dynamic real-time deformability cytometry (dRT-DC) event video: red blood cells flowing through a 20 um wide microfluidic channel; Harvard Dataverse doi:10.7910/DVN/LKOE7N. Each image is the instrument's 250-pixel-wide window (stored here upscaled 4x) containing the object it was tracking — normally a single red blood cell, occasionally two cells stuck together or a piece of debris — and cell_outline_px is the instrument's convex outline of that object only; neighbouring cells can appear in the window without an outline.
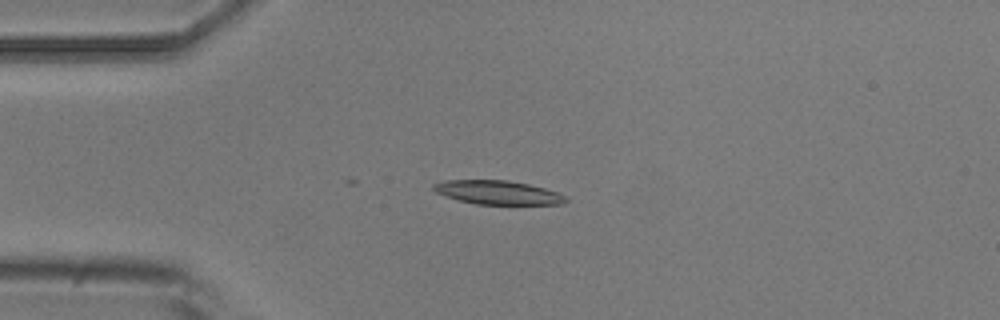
{"species": "common noctule bat (a hibernating species)", "species_latin": "Nyctalus noctula", "temperature_condition": "room temperature", "stored_images_in_passage": 9, "camera_frame_rate_fps": 3000, "um_per_image_px": 0.085, "animal": {"sex": "male", "body_mass_g": 20.5, "forearm_length_mm": 52.5}, "frame": {"image": 1, "passage_image": 3, "time_ms": 2.333, "image_size_px": [1000, 320], "cell_outline_px": [[568, 200], [564, 204], [476, 204], [460, 200], [436, 192], [432, 188], [432, 184], [444, 180], [508, 180], [528, 184], [544, 188], [556, 192], [564, 196]], "centroid_in_image_um": [42.31, 16.35], "position_along_channel_um": 42.7, "area_um2": 18.15}}
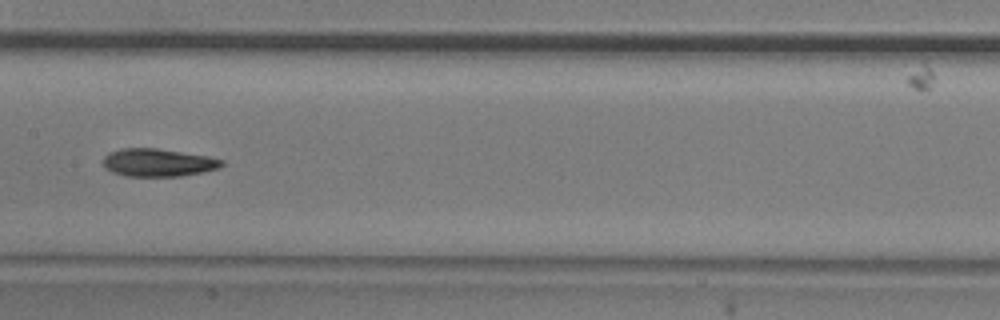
{"frame": {"image": 2, "passage_image": 7, "time_ms": 7.0, "image_size_px": [1000, 320], "cell_outline_px": [[224, 164], [220, 168], [180, 176], [128, 176], [112, 172], [104, 168], [104, 156], [108, 152], [120, 148], [156, 148], [208, 156], [224, 160]], "centroid_in_image_um": [13.42, 13.81], "position_along_channel_um": 194.0, "area_um2": 19.25}}
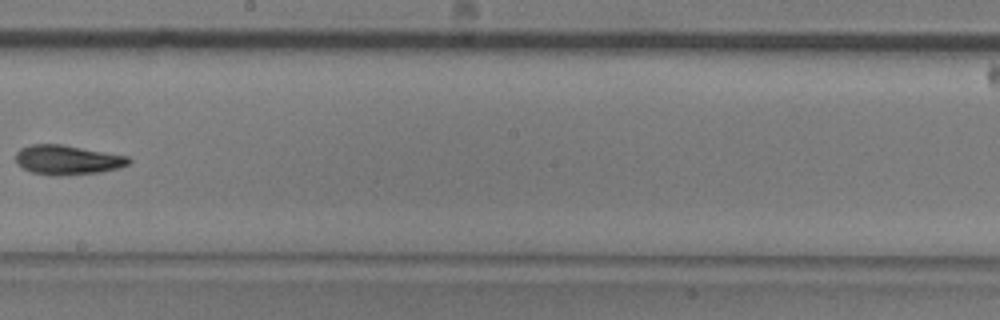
{"frame": {"image": 3, "passage_image": 8, "time_ms": 8.333, "image_size_px": [1000, 320], "cell_outline_px": [[132, 160], [128, 164], [120, 168], [100, 172], [64, 176], [52, 176], [32, 172], [24, 168], [16, 160], [16, 152], [20, 148], [32, 144], [60, 144], [128, 156]], "centroid_in_image_um": [5.75, 13.6], "position_along_channel_um": 242.5, "area_um2": 19.42}}